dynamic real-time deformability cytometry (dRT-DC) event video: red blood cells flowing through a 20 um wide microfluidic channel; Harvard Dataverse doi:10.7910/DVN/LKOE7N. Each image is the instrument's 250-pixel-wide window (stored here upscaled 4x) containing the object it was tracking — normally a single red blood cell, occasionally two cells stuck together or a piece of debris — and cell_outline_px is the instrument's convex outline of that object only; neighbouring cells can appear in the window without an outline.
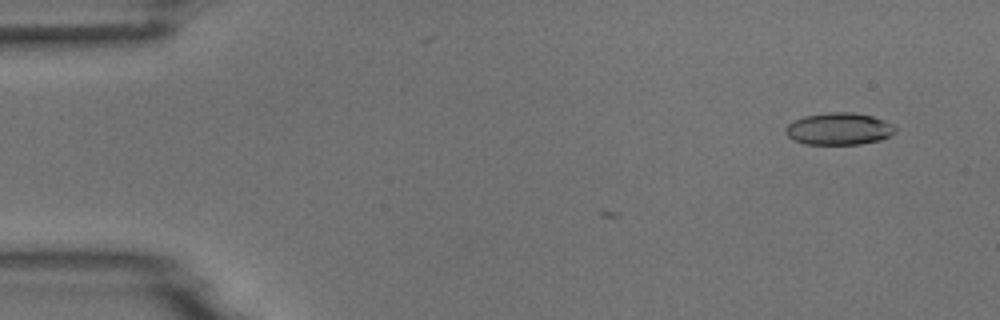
{"species": "common noctule bat (a hibernating species)", "species_latin": "Nyctalus noctula", "temperature_condition": "room temperature", "stored_images_in_passage": 4, "camera_frame_rate_fps": 3000, "um_per_image_px": 0.085, "animal": {"sex": "male", "body_mass_g": 18.8}, "frame": {"image": 1, "passage_image": 1, "time_ms": 0.0, "image_size_px": [1000, 320], "cell_outline_px": [[896, 132], [880, 140], [860, 144], [804, 144], [792, 140], [784, 132], [784, 128], [788, 124], [804, 116], [828, 112], [852, 112], [872, 116], [884, 120], [892, 124], [896, 128]], "centroid_in_image_um": [71.29, 10.95], "position_along_channel_um": 13.7, "area_um2": 20.58}}
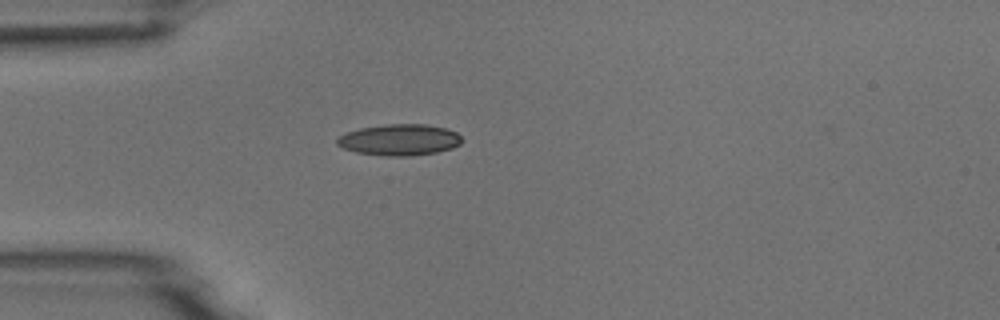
{"frame": {"image": 2, "passage_image": 4, "time_ms": 3.667, "image_size_px": [1000, 320], "cell_outline_px": [[464, 140], [460, 144], [452, 148], [436, 152], [412, 156], [388, 156], [356, 152], [344, 148], [336, 144], [336, 140], [340, 136], [348, 132], [360, 128], [388, 124], [424, 124], [444, 128], [456, 132]], "centroid_in_image_um": [33.98, 11.89], "position_along_channel_um": 51.0, "area_um2": 22.6}}